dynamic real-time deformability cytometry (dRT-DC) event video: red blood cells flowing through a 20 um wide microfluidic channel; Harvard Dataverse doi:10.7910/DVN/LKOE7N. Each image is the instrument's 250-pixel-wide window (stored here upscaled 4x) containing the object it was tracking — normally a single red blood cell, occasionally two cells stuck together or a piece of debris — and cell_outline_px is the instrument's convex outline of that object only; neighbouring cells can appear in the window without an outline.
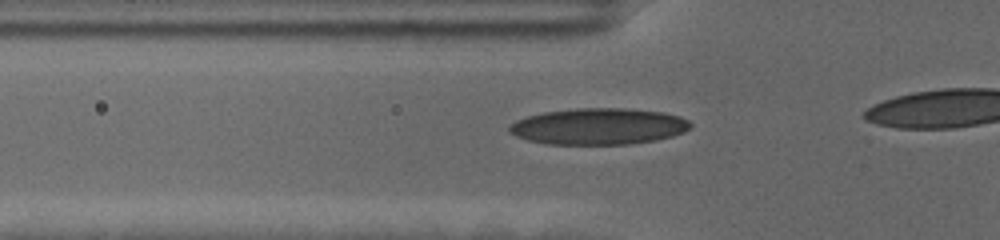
{"species": "human", "species_latin": "Homo sapiens", "temperature_condition": "cold", "stored_images_in_passage": 22, "camera_frame_rate_fps": 3000, "um_per_image_px": 0.085, "donor": {"sex": "female"}, "frame": {"image": 1, "passage_image": 12, "time_ms": 3.667, "image_size_px": [1000, 240], "cell_outline_px": [[692, 128], [684, 132], [672, 136], [656, 140], [628, 144], [544, 144], [528, 140], [516, 136], [508, 132], [508, 128], [516, 120], [528, 116], [544, 112], [576, 108], [624, 108], [664, 112], [680, 116], [688, 120], [692, 124]], "centroid_in_image_um": [50.9, 10.74], "position_along_channel_um": 74.9, "area_um2": 38.55}}
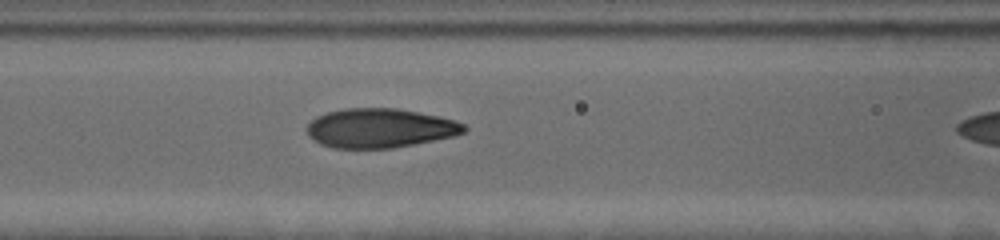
{"frame": {"image": 2, "passage_image": 17, "time_ms": 5.333, "image_size_px": [1000, 240], "cell_outline_px": [[468, 128], [464, 132], [456, 136], [392, 148], [332, 148], [320, 144], [312, 140], [308, 136], [308, 124], [316, 116], [328, 112], [344, 108], [396, 108], [440, 116], [464, 124]], "centroid_in_image_um": [32.29, 10.89], "position_along_channel_um": 134.3, "area_um2": 36.01}}
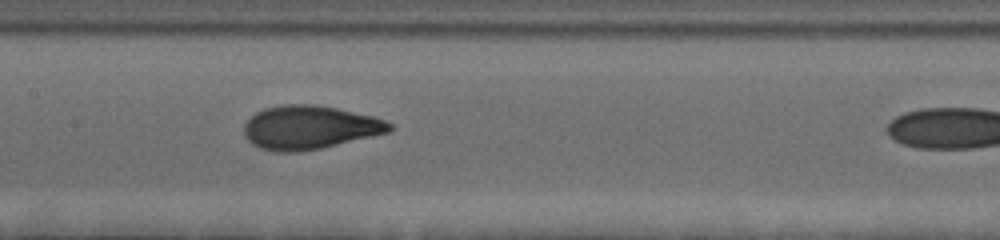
{"frame": {"image": 3, "passage_image": 21, "time_ms": 6.667, "image_size_px": [1000, 240], "cell_outline_px": [[392, 128], [388, 132], [372, 136], [320, 148], [296, 152], [276, 152], [260, 148], [252, 144], [244, 136], [244, 124], [256, 112], [264, 108], [284, 104], [316, 104], [336, 108], [372, 116], [384, 120], [392, 124]], "centroid_in_image_um": [26.27, 10.83], "position_along_channel_um": 181.1, "area_um2": 36.76}}